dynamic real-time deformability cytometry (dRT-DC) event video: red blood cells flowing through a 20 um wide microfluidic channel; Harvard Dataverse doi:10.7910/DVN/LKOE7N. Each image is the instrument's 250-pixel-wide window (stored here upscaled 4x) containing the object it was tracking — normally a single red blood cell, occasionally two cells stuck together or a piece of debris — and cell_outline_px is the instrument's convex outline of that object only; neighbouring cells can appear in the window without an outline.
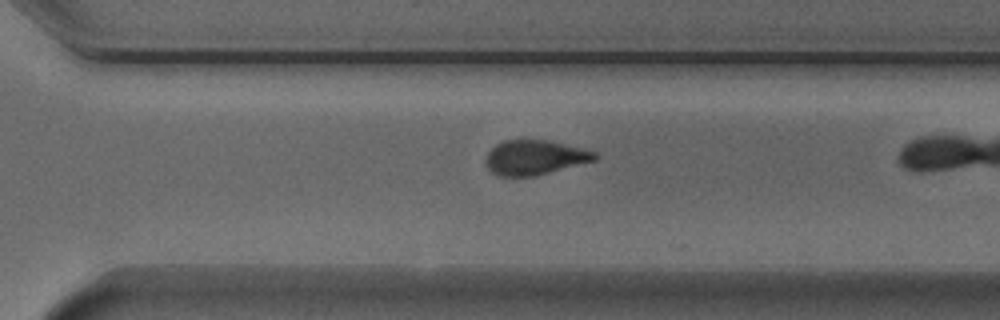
{"species": "Egyptian fruit bat (a non-hibernating species)", "species_latin": "Rousettus aegyptiacus", "temperature_condition": "cold", "stored_images_in_passage": 32, "camera_frame_rate_fps": 3000, "um_per_image_px": 0.085, "animal": {"sex": "male"}, "frame": {"image": 1, "passage_image": 28, "time_ms": 9.0, "image_size_px": [1000, 320], "cell_outline_px": [[600, 156], [596, 160], [536, 176], [496, 176], [484, 164], [484, 160], [488, 152], [496, 144], [508, 140], [544, 140], [564, 144], [596, 152]], "centroid_in_image_um": [45.43, 13.4], "position_along_channel_um": 325.2, "area_um2": 22.02}}